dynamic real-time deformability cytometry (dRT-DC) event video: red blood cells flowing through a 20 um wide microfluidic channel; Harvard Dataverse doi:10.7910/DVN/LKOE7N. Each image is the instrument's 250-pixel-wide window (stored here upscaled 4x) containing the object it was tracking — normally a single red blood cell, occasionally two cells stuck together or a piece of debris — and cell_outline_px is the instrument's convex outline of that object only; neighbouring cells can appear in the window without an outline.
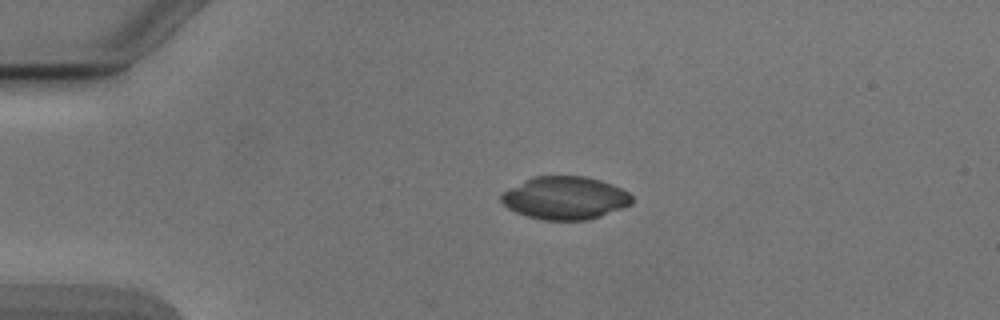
{"species": "Egyptian fruit bat (a non-hibernating species)", "species_latin": "Rousettus aegyptiacus", "temperature_condition": "cold", "stored_images_in_passage": 4, "camera_frame_rate_fps": 3000, "um_per_image_px": 0.085, "animal": {"sex": "male"}, "frame": {"image": 1, "passage_image": 3, "time_ms": 2.333, "image_size_px": [1000, 320], "cell_outline_px": [[632, 204], [600, 216], [588, 220], [544, 220], [528, 216], [516, 212], [508, 208], [500, 200], [500, 196], [504, 192], [536, 176], [584, 176], [600, 180], [612, 184], [628, 192], [632, 196]], "centroid_in_image_um": [48.06, 16.84], "position_along_channel_um": 36.9, "area_um2": 32.19}}